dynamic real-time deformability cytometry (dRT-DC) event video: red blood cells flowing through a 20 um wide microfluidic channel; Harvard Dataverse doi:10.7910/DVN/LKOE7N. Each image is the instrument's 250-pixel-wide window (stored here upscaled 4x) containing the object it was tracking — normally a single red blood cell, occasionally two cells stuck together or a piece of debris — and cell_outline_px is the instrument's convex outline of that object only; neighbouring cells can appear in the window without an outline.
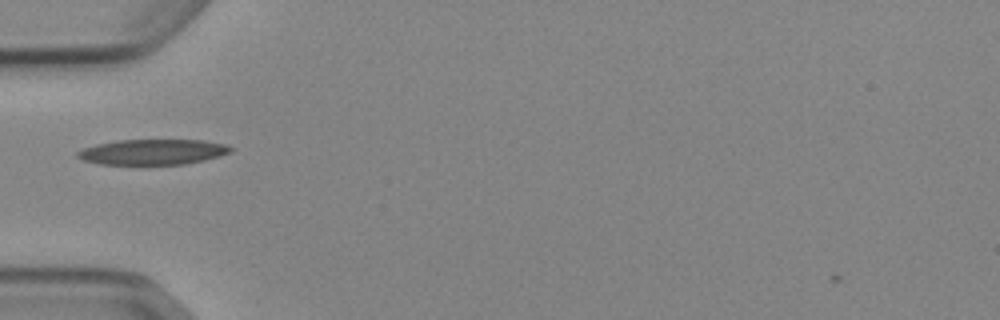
{"species": "Egyptian fruit bat (a non-hibernating species)", "species_latin": "Rousettus aegyptiacus", "temperature_condition": "cold", "stored_images_in_passage": 36, "camera_frame_rate_fps": 3000, "um_per_image_px": 0.085, "animal": {"sex": "female"}, "frame": {"image": 1, "passage_image": 1, "time_ms": 0.0, "image_size_px": [1000, 320], "cell_outline_px": [[232, 152], [220, 156], [204, 160], [184, 164], [100, 164], [84, 160], [76, 156], [76, 152], [84, 148], [96, 144], [116, 140], [204, 140], [224, 144], [232, 148]], "centroid_in_image_um": [12.98, 12.91], "position_along_channel_um": 72.0, "area_um2": 22.6}}
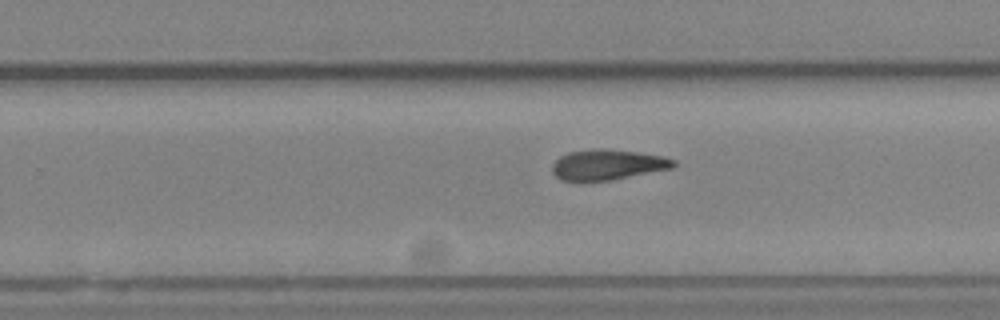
{"frame": {"image": 2, "passage_image": 17, "time_ms": 5.333, "image_size_px": [1000, 320], "cell_outline_px": [[676, 164], [672, 168], [612, 180], [560, 180], [552, 172], [552, 164], [560, 156], [568, 152], [600, 148], [636, 152], [664, 156], [676, 160]], "centroid_in_image_um": [51.65, 13.99], "position_along_channel_um": 278.1, "area_um2": 21.33}}
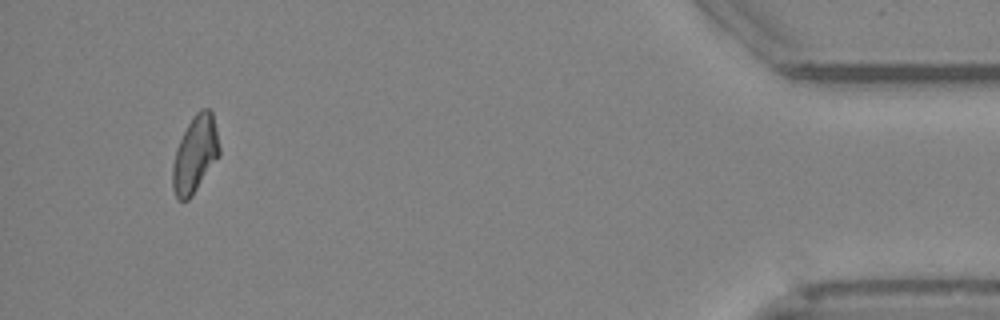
{"frame": {"image": 3, "passage_image": 33, "time_ms": 10.667, "image_size_px": [1000, 320], "cell_outline_px": [[220, 156], [192, 196], [188, 200], [180, 200], [176, 196], [172, 188], [172, 164], [176, 148], [188, 124], [196, 112], [200, 108], [208, 108], [212, 112], [216, 128], [220, 148]], "centroid_in_image_um": [16.59, 13.12], "position_along_channel_um": 418.6, "area_um2": 20.98}, "authors_computed_cell_mechanics": {"area_um2": 21.675, "velocity_mm_per_s": 3.8826, "shape_relaxation_time_tau1_ms": 9.9545, "shape_relaxation_time_tau2_ms": 4.0865, "deformation_change_tau1": 0.223, "deformation_change_tau2": 0.1216}}